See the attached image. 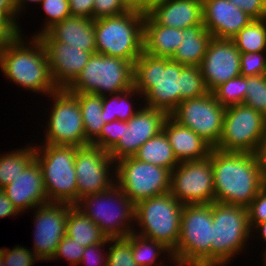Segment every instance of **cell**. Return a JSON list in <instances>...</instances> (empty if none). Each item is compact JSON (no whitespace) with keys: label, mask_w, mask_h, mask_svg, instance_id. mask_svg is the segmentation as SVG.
<instances>
[{"label":"cell","mask_w":266,"mask_h":266,"mask_svg":"<svg viewBox=\"0 0 266 266\" xmlns=\"http://www.w3.org/2000/svg\"><path fill=\"white\" fill-rule=\"evenodd\" d=\"M215 201L247 208L265 186L255 153L212 148Z\"/></svg>","instance_id":"6da1fadb"},{"label":"cell","mask_w":266,"mask_h":266,"mask_svg":"<svg viewBox=\"0 0 266 266\" xmlns=\"http://www.w3.org/2000/svg\"><path fill=\"white\" fill-rule=\"evenodd\" d=\"M166 57L143 53L134 62L133 87L145 105L170 115L179 105L180 72L184 68Z\"/></svg>","instance_id":"7a4b0ae2"},{"label":"cell","mask_w":266,"mask_h":266,"mask_svg":"<svg viewBox=\"0 0 266 266\" xmlns=\"http://www.w3.org/2000/svg\"><path fill=\"white\" fill-rule=\"evenodd\" d=\"M21 37V38H20ZM19 33L1 52L0 68L7 78L26 90L50 95L57 90L50 75L45 47L38 36L29 47ZM24 43V44H23ZM33 44V45H32ZM25 45V46H24Z\"/></svg>","instance_id":"3957f363"},{"label":"cell","mask_w":266,"mask_h":266,"mask_svg":"<svg viewBox=\"0 0 266 266\" xmlns=\"http://www.w3.org/2000/svg\"><path fill=\"white\" fill-rule=\"evenodd\" d=\"M212 203L183 205L180 235L171 252L176 266H212Z\"/></svg>","instance_id":"277c9868"},{"label":"cell","mask_w":266,"mask_h":266,"mask_svg":"<svg viewBox=\"0 0 266 266\" xmlns=\"http://www.w3.org/2000/svg\"><path fill=\"white\" fill-rule=\"evenodd\" d=\"M144 17L127 11L94 19L96 53L134 63L143 53Z\"/></svg>","instance_id":"5b68a950"},{"label":"cell","mask_w":266,"mask_h":266,"mask_svg":"<svg viewBox=\"0 0 266 266\" xmlns=\"http://www.w3.org/2000/svg\"><path fill=\"white\" fill-rule=\"evenodd\" d=\"M35 147V160L42 171L48 202L75 205L77 203L75 171L77 147L50 144H42L39 149Z\"/></svg>","instance_id":"8992f818"},{"label":"cell","mask_w":266,"mask_h":266,"mask_svg":"<svg viewBox=\"0 0 266 266\" xmlns=\"http://www.w3.org/2000/svg\"><path fill=\"white\" fill-rule=\"evenodd\" d=\"M133 71L132 62L94 53L66 90L70 93H92L99 96L121 93L133 87Z\"/></svg>","instance_id":"52a82bcc"},{"label":"cell","mask_w":266,"mask_h":266,"mask_svg":"<svg viewBox=\"0 0 266 266\" xmlns=\"http://www.w3.org/2000/svg\"><path fill=\"white\" fill-rule=\"evenodd\" d=\"M183 204L170 192L142 200L135 205V220L141 232L138 235L163 243L171 252L180 235Z\"/></svg>","instance_id":"ba28073f"},{"label":"cell","mask_w":266,"mask_h":266,"mask_svg":"<svg viewBox=\"0 0 266 266\" xmlns=\"http://www.w3.org/2000/svg\"><path fill=\"white\" fill-rule=\"evenodd\" d=\"M75 205L107 238L126 237L135 231L130 226V221L135 220V204L116 184L104 192L80 198Z\"/></svg>","instance_id":"9c48e42d"},{"label":"cell","mask_w":266,"mask_h":266,"mask_svg":"<svg viewBox=\"0 0 266 266\" xmlns=\"http://www.w3.org/2000/svg\"><path fill=\"white\" fill-rule=\"evenodd\" d=\"M212 220V266H224L242 251L252 232L248 210L215 201L212 202Z\"/></svg>","instance_id":"30bf717a"},{"label":"cell","mask_w":266,"mask_h":266,"mask_svg":"<svg viewBox=\"0 0 266 266\" xmlns=\"http://www.w3.org/2000/svg\"><path fill=\"white\" fill-rule=\"evenodd\" d=\"M116 185L136 205L138 202L170 192L171 171L143 162L134 156L115 162Z\"/></svg>","instance_id":"8fae6325"},{"label":"cell","mask_w":266,"mask_h":266,"mask_svg":"<svg viewBox=\"0 0 266 266\" xmlns=\"http://www.w3.org/2000/svg\"><path fill=\"white\" fill-rule=\"evenodd\" d=\"M266 135V117L244 104L226 107L223 131L215 147L221 151L256 153Z\"/></svg>","instance_id":"7c38bea8"},{"label":"cell","mask_w":266,"mask_h":266,"mask_svg":"<svg viewBox=\"0 0 266 266\" xmlns=\"http://www.w3.org/2000/svg\"><path fill=\"white\" fill-rule=\"evenodd\" d=\"M225 110L212 92H208L199 98L182 101L170 116L215 148L222 135Z\"/></svg>","instance_id":"4fadbf2b"},{"label":"cell","mask_w":266,"mask_h":266,"mask_svg":"<svg viewBox=\"0 0 266 266\" xmlns=\"http://www.w3.org/2000/svg\"><path fill=\"white\" fill-rule=\"evenodd\" d=\"M170 193L183 205L215 202L210 155L201 160L179 162L171 172Z\"/></svg>","instance_id":"5bb4252c"},{"label":"cell","mask_w":266,"mask_h":266,"mask_svg":"<svg viewBox=\"0 0 266 266\" xmlns=\"http://www.w3.org/2000/svg\"><path fill=\"white\" fill-rule=\"evenodd\" d=\"M54 105L50 112L44 144L85 146L83 119L78 98L66 89L51 93Z\"/></svg>","instance_id":"9a60e30c"},{"label":"cell","mask_w":266,"mask_h":266,"mask_svg":"<svg viewBox=\"0 0 266 266\" xmlns=\"http://www.w3.org/2000/svg\"><path fill=\"white\" fill-rule=\"evenodd\" d=\"M114 163L108 151L98 146L88 144L77 147L75 156L77 202L82 197L104 192L115 185L114 180L108 175L109 165Z\"/></svg>","instance_id":"2e32d148"},{"label":"cell","mask_w":266,"mask_h":266,"mask_svg":"<svg viewBox=\"0 0 266 266\" xmlns=\"http://www.w3.org/2000/svg\"><path fill=\"white\" fill-rule=\"evenodd\" d=\"M143 107L131 119L122 121L121 138L108 152L115 162L134 156L146 141L162 131L169 115L162 110Z\"/></svg>","instance_id":"e0dca14e"},{"label":"cell","mask_w":266,"mask_h":266,"mask_svg":"<svg viewBox=\"0 0 266 266\" xmlns=\"http://www.w3.org/2000/svg\"><path fill=\"white\" fill-rule=\"evenodd\" d=\"M37 208L34 219V253L40 260L50 261L66 235L70 204L49 202Z\"/></svg>","instance_id":"ac0fdd59"},{"label":"cell","mask_w":266,"mask_h":266,"mask_svg":"<svg viewBox=\"0 0 266 266\" xmlns=\"http://www.w3.org/2000/svg\"><path fill=\"white\" fill-rule=\"evenodd\" d=\"M240 58L241 52L232 40L210 39L199 65L208 92L240 75Z\"/></svg>","instance_id":"d6986e66"},{"label":"cell","mask_w":266,"mask_h":266,"mask_svg":"<svg viewBox=\"0 0 266 266\" xmlns=\"http://www.w3.org/2000/svg\"><path fill=\"white\" fill-rule=\"evenodd\" d=\"M42 43L46 50L50 75L57 89H66L77 78L93 54L61 42Z\"/></svg>","instance_id":"ffe728a7"},{"label":"cell","mask_w":266,"mask_h":266,"mask_svg":"<svg viewBox=\"0 0 266 266\" xmlns=\"http://www.w3.org/2000/svg\"><path fill=\"white\" fill-rule=\"evenodd\" d=\"M203 25L214 38L232 39L253 18L229 0H202Z\"/></svg>","instance_id":"44dd1931"},{"label":"cell","mask_w":266,"mask_h":266,"mask_svg":"<svg viewBox=\"0 0 266 266\" xmlns=\"http://www.w3.org/2000/svg\"><path fill=\"white\" fill-rule=\"evenodd\" d=\"M2 190L19 213L49 203L42 171L35 159Z\"/></svg>","instance_id":"7402d4cb"},{"label":"cell","mask_w":266,"mask_h":266,"mask_svg":"<svg viewBox=\"0 0 266 266\" xmlns=\"http://www.w3.org/2000/svg\"><path fill=\"white\" fill-rule=\"evenodd\" d=\"M41 42H61L96 53L94 19L70 16L38 35Z\"/></svg>","instance_id":"603a6c76"},{"label":"cell","mask_w":266,"mask_h":266,"mask_svg":"<svg viewBox=\"0 0 266 266\" xmlns=\"http://www.w3.org/2000/svg\"><path fill=\"white\" fill-rule=\"evenodd\" d=\"M165 133L178 162L209 157L212 147L188 127L180 125L170 115L163 124Z\"/></svg>","instance_id":"cb8c5ba5"},{"label":"cell","mask_w":266,"mask_h":266,"mask_svg":"<svg viewBox=\"0 0 266 266\" xmlns=\"http://www.w3.org/2000/svg\"><path fill=\"white\" fill-rule=\"evenodd\" d=\"M159 25L186 29L203 25L202 0H168L148 13Z\"/></svg>","instance_id":"d4e9b609"},{"label":"cell","mask_w":266,"mask_h":266,"mask_svg":"<svg viewBox=\"0 0 266 266\" xmlns=\"http://www.w3.org/2000/svg\"><path fill=\"white\" fill-rule=\"evenodd\" d=\"M182 29L159 25L149 14L144 17L143 51L156 57L172 58L182 39Z\"/></svg>","instance_id":"484cf974"},{"label":"cell","mask_w":266,"mask_h":266,"mask_svg":"<svg viewBox=\"0 0 266 266\" xmlns=\"http://www.w3.org/2000/svg\"><path fill=\"white\" fill-rule=\"evenodd\" d=\"M182 37L171 60L184 66H199L212 35L204 25H194L182 30Z\"/></svg>","instance_id":"4316f807"},{"label":"cell","mask_w":266,"mask_h":266,"mask_svg":"<svg viewBox=\"0 0 266 266\" xmlns=\"http://www.w3.org/2000/svg\"><path fill=\"white\" fill-rule=\"evenodd\" d=\"M66 235L84 247L104 242L107 239L99 226L72 204H70L67 216Z\"/></svg>","instance_id":"83f0119b"},{"label":"cell","mask_w":266,"mask_h":266,"mask_svg":"<svg viewBox=\"0 0 266 266\" xmlns=\"http://www.w3.org/2000/svg\"><path fill=\"white\" fill-rule=\"evenodd\" d=\"M78 98L83 119L85 145L92 144L106 124L102 116V96L92 93H73Z\"/></svg>","instance_id":"f1b7e54d"},{"label":"cell","mask_w":266,"mask_h":266,"mask_svg":"<svg viewBox=\"0 0 266 266\" xmlns=\"http://www.w3.org/2000/svg\"><path fill=\"white\" fill-rule=\"evenodd\" d=\"M134 157L140 161L169 169L171 172L179 164L163 131L146 141Z\"/></svg>","instance_id":"f546056e"},{"label":"cell","mask_w":266,"mask_h":266,"mask_svg":"<svg viewBox=\"0 0 266 266\" xmlns=\"http://www.w3.org/2000/svg\"><path fill=\"white\" fill-rule=\"evenodd\" d=\"M241 53L266 51V18L253 19L232 39Z\"/></svg>","instance_id":"4dcf8cb0"},{"label":"cell","mask_w":266,"mask_h":266,"mask_svg":"<svg viewBox=\"0 0 266 266\" xmlns=\"http://www.w3.org/2000/svg\"><path fill=\"white\" fill-rule=\"evenodd\" d=\"M35 159L34 146L0 157V189L10 184Z\"/></svg>","instance_id":"1f68e13d"},{"label":"cell","mask_w":266,"mask_h":266,"mask_svg":"<svg viewBox=\"0 0 266 266\" xmlns=\"http://www.w3.org/2000/svg\"><path fill=\"white\" fill-rule=\"evenodd\" d=\"M140 94L134 87L113 96H102V116L105 117V123L114 120L128 121L139 110H133L132 103L128 102L131 95Z\"/></svg>","instance_id":"d6a6232c"},{"label":"cell","mask_w":266,"mask_h":266,"mask_svg":"<svg viewBox=\"0 0 266 266\" xmlns=\"http://www.w3.org/2000/svg\"><path fill=\"white\" fill-rule=\"evenodd\" d=\"M132 253L138 266H152L156 257L166 251L172 257L171 250L163 243L142 237L137 233H130Z\"/></svg>","instance_id":"836d02e7"},{"label":"cell","mask_w":266,"mask_h":266,"mask_svg":"<svg viewBox=\"0 0 266 266\" xmlns=\"http://www.w3.org/2000/svg\"><path fill=\"white\" fill-rule=\"evenodd\" d=\"M179 104L208 93L199 66H185L180 72Z\"/></svg>","instance_id":"e575fe53"},{"label":"cell","mask_w":266,"mask_h":266,"mask_svg":"<svg viewBox=\"0 0 266 266\" xmlns=\"http://www.w3.org/2000/svg\"><path fill=\"white\" fill-rule=\"evenodd\" d=\"M246 92V76H237L216 87L212 94L224 107L243 104Z\"/></svg>","instance_id":"d590c367"},{"label":"cell","mask_w":266,"mask_h":266,"mask_svg":"<svg viewBox=\"0 0 266 266\" xmlns=\"http://www.w3.org/2000/svg\"><path fill=\"white\" fill-rule=\"evenodd\" d=\"M244 105L266 117V75L246 76Z\"/></svg>","instance_id":"8d00e7d4"},{"label":"cell","mask_w":266,"mask_h":266,"mask_svg":"<svg viewBox=\"0 0 266 266\" xmlns=\"http://www.w3.org/2000/svg\"><path fill=\"white\" fill-rule=\"evenodd\" d=\"M109 242L112 246L109 247V255L105 259L107 266H138L133 257L129 236L109 238Z\"/></svg>","instance_id":"74e56055"},{"label":"cell","mask_w":266,"mask_h":266,"mask_svg":"<svg viewBox=\"0 0 266 266\" xmlns=\"http://www.w3.org/2000/svg\"><path fill=\"white\" fill-rule=\"evenodd\" d=\"M41 4L43 5L41 9H44L49 19L47 18V21H45V26H43L41 32H38L34 36L46 32L55 23L61 22L71 16L69 0H42Z\"/></svg>","instance_id":"f35d334b"},{"label":"cell","mask_w":266,"mask_h":266,"mask_svg":"<svg viewBox=\"0 0 266 266\" xmlns=\"http://www.w3.org/2000/svg\"><path fill=\"white\" fill-rule=\"evenodd\" d=\"M265 52H248L241 53L240 58V75L241 76H258L266 75V56Z\"/></svg>","instance_id":"ab89813d"},{"label":"cell","mask_w":266,"mask_h":266,"mask_svg":"<svg viewBox=\"0 0 266 266\" xmlns=\"http://www.w3.org/2000/svg\"><path fill=\"white\" fill-rule=\"evenodd\" d=\"M0 255L3 258L5 266H32L35 261L40 260L30 249L19 247V245L12 250L1 248Z\"/></svg>","instance_id":"60d3db41"},{"label":"cell","mask_w":266,"mask_h":266,"mask_svg":"<svg viewBox=\"0 0 266 266\" xmlns=\"http://www.w3.org/2000/svg\"><path fill=\"white\" fill-rule=\"evenodd\" d=\"M122 121L114 120L106 123L101 130L100 136L92 143L103 150L110 151L120 140Z\"/></svg>","instance_id":"b9f144b4"},{"label":"cell","mask_w":266,"mask_h":266,"mask_svg":"<svg viewBox=\"0 0 266 266\" xmlns=\"http://www.w3.org/2000/svg\"><path fill=\"white\" fill-rule=\"evenodd\" d=\"M84 249V246H81L79 243L75 242V240L65 235L57 246L52 260L64 257L67 261H70L71 265L76 266L80 264Z\"/></svg>","instance_id":"7bdbcfd3"},{"label":"cell","mask_w":266,"mask_h":266,"mask_svg":"<svg viewBox=\"0 0 266 266\" xmlns=\"http://www.w3.org/2000/svg\"><path fill=\"white\" fill-rule=\"evenodd\" d=\"M251 230L258 223L266 221V186H264L247 207Z\"/></svg>","instance_id":"ee69618b"},{"label":"cell","mask_w":266,"mask_h":266,"mask_svg":"<svg viewBox=\"0 0 266 266\" xmlns=\"http://www.w3.org/2000/svg\"><path fill=\"white\" fill-rule=\"evenodd\" d=\"M127 12L121 0H95L93 6V19L117 16Z\"/></svg>","instance_id":"f6af8a7d"},{"label":"cell","mask_w":266,"mask_h":266,"mask_svg":"<svg viewBox=\"0 0 266 266\" xmlns=\"http://www.w3.org/2000/svg\"><path fill=\"white\" fill-rule=\"evenodd\" d=\"M253 19L266 18V0H229Z\"/></svg>","instance_id":"bcb514c9"},{"label":"cell","mask_w":266,"mask_h":266,"mask_svg":"<svg viewBox=\"0 0 266 266\" xmlns=\"http://www.w3.org/2000/svg\"><path fill=\"white\" fill-rule=\"evenodd\" d=\"M107 243H109V238H107L104 242L85 247L84 253H83L82 258L80 260V264L84 262L85 264L86 263L88 264L87 266H90V265L92 266L93 264H94V266L95 265L96 266H107L106 261L104 260L106 258V256L101 254L102 250L104 251V249H100L101 247L104 248V245ZM99 251H101V252H99ZM102 261L104 264L102 263ZM89 263H90V265H89Z\"/></svg>","instance_id":"7dc6e473"},{"label":"cell","mask_w":266,"mask_h":266,"mask_svg":"<svg viewBox=\"0 0 266 266\" xmlns=\"http://www.w3.org/2000/svg\"><path fill=\"white\" fill-rule=\"evenodd\" d=\"M21 30L9 19L0 16V52L19 34Z\"/></svg>","instance_id":"c3c4849f"},{"label":"cell","mask_w":266,"mask_h":266,"mask_svg":"<svg viewBox=\"0 0 266 266\" xmlns=\"http://www.w3.org/2000/svg\"><path fill=\"white\" fill-rule=\"evenodd\" d=\"M95 0H69L71 16L93 19Z\"/></svg>","instance_id":"681fc988"},{"label":"cell","mask_w":266,"mask_h":266,"mask_svg":"<svg viewBox=\"0 0 266 266\" xmlns=\"http://www.w3.org/2000/svg\"><path fill=\"white\" fill-rule=\"evenodd\" d=\"M20 214L14 207L13 203L8 199L5 192L0 189V218L8 216H16Z\"/></svg>","instance_id":"f907efd6"},{"label":"cell","mask_w":266,"mask_h":266,"mask_svg":"<svg viewBox=\"0 0 266 266\" xmlns=\"http://www.w3.org/2000/svg\"><path fill=\"white\" fill-rule=\"evenodd\" d=\"M0 16L3 19H9L16 27H18L13 0H0Z\"/></svg>","instance_id":"816d5d0a"},{"label":"cell","mask_w":266,"mask_h":266,"mask_svg":"<svg viewBox=\"0 0 266 266\" xmlns=\"http://www.w3.org/2000/svg\"><path fill=\"white\" fill-rule=\"evenodd\" d=\"M256 156L261 169V176L266 186V135L259 144V148L256 151Z\"/></svg>","instance_id":"f5cc1de1"},{"label":"cell","mask_w":266,"mask_h":266,"mask_svg":"<svg viewBox=\"0 0 266 266\" xmlns=\"http://www.w3.org/2000/svg\"><path fill=\"white\" fill-rule=\"evenodd\" d=\"M121 3L127 11H132L142 14L143 0H121Z\"/></svg>","instance_id":"db71d44e"},{"label":"cell","mask_w":266,"mask_h":266,"mask_svg":"<svg viewBox=\"0 0 266 266\" xmlns=\"http://www.w3.org/2000/svg\"><path fill=\"white\" fill-rule=\"evenodd\" d=\"M168 0H143L142 14L146 15L151 12L156 6L164 4Z\"/></svg>","instance_id":"11a10c76"},{"label":"cell","mask_w":266,"mask_h":266,"mask_svg":"<svg viewBox=\"0 0 266 266\" xmlns=\"http://www.w3.org/2000/svg\"><path fill=\"white\" fill-rule=\"evenodd\" d=\"M28 1H31V2H34V3L35 2L36 3H38V2L41 3L42 0H27V2ZM13 2H14L16 14H20L18 12H20L21 11V8L24 7V2L26 3V0H13Z\"/></svg>","instance_id":"9f6ffc18"},{"label":"cell","mask_w":266,"mask_h":266,"mask_svg":"<svg viewBox=\"0 0 266 266\" xmlns=\"http://www.w3.org/2000/svg\"><path fill=\"white\" fill-rule=\"evenodd\" d=\"M255 228L260 229L259 231L261 232V236L264 239V241L266 242V221L258 223L253 229H255ZM264 254H266V250H265Z\"/></svg>","instance_id":"6f0895ef"},{"label":"cell","mask_w":266,"mask_h":266,"mask_svg":"<svg viewBox=\"0 0 266 266\" xmlns=\"http://www.w3.org/2000/svg\"><path fill=\"white\" fill-rule=\"evenodd\" d=\"M0 266H5L2 256L0 255Z\"/></svg>","instance_id":"680465c9"},{"label":"cell","mask_w":266,"mask_h":266,"mask_svg":"<svg viewBox=\"0 0 266 266\" xmlns=\"http://www.w3.org/2000/svg\"><path fill=\"white\" fill-rule=\"evenodd\" d=\"M263 256L265 257L263 260H265V261H264V264H265V266H266V254L263 255Z\"/></svg>","instance_id":"91938a15"}]
</instances>
